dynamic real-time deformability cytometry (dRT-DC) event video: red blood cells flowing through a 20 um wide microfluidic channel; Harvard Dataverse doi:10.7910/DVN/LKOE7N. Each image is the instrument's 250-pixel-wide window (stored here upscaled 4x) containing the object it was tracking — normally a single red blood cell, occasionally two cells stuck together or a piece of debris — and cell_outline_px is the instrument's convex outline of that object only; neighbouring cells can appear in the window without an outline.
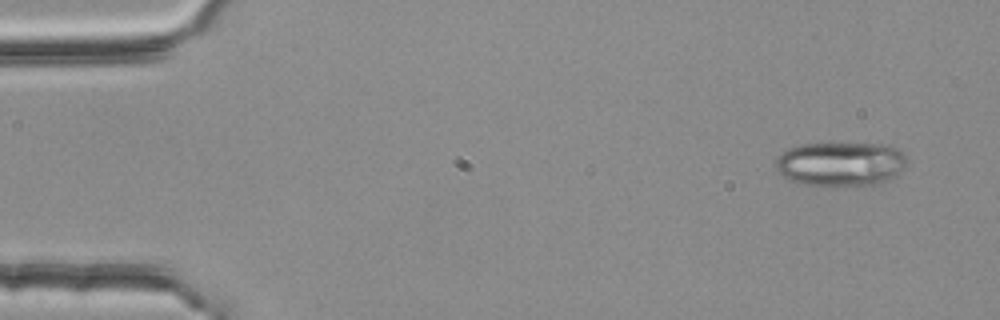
{"species": "common noctule bat (a hibernating species)", "species_latin": "Nyctalus noctula", "temperature_condition": "room temperature", "stored_images_in_passage": 5, "camera_frame_rate_fps": 3000, "um_per_image_px": 0.085, "animal": {"sex": "female", "body_mass_g": 25.1}, "frame": {"image": 1, "passage_image": 1, "time_ms": 0.0, "image_size_px": [1000, 320], "cell_outline_px": [[904, 168], [896, 176], [880, 184], [824, 188], [796, 184], [780, 176], [776, 172], [776, 160], [788, 148], [800, 144], [892, 144], [904, 152]], "centroid_in_image_um": [71.42, 13.98], "position_along_channel_um": 13.6, "area_um2": 34.91}}